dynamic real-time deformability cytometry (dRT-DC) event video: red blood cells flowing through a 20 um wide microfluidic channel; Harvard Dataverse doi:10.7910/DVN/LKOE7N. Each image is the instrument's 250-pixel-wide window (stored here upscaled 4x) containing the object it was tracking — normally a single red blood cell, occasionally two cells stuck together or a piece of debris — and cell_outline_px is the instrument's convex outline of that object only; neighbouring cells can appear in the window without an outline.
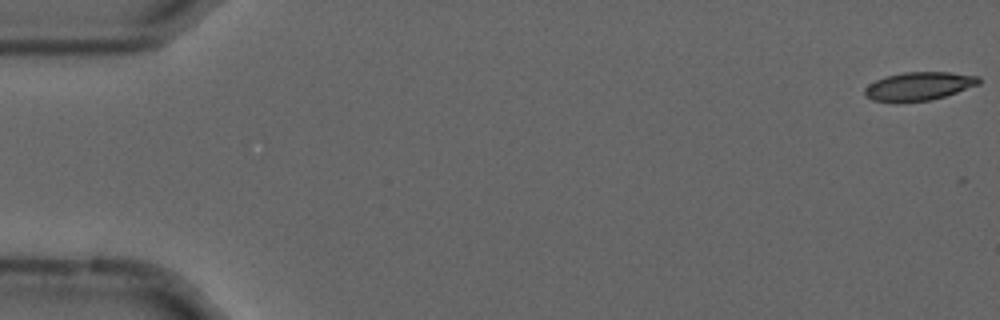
{"species": "common noctule bat (a hibernating species)", "species_latin": "Nyctalus noctula", "temperature_condition": "cold", "stored_images_in_passage": 6, "camera_frame_rate_fps": 3000, "um_per_image_px": 0.085, "animal": {"sex": "male", "forearm_length_mm": 52.5}, "frame": {"image": 1, "passage_image": 1, "time_ms": 0.0, "image_size_px": [1000, 320], "cell_outline_px": [[980, 84], [932, 100], [896, 104], [872, 100], [864, 96], [864, 88], [868, 84], [876, 80], [888, 76], [904, 72], [948, 72], [980, 76]], "centroid_in_image_um": [78.05, 7.36], "position_along_channel_um": 6.9, "area_um2": 19.25}}